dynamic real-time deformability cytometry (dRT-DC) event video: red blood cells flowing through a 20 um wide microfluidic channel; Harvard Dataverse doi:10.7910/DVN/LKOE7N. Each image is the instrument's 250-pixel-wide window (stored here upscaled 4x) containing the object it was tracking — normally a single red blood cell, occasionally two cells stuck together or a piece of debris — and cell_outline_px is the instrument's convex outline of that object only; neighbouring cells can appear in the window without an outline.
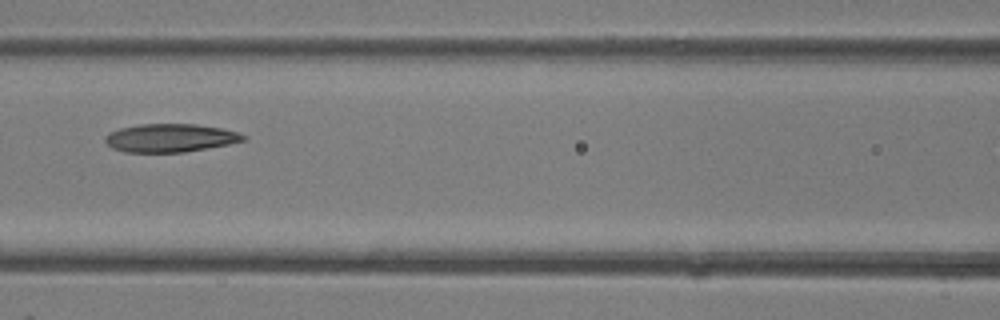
{"species": "common noctule bat (a hibernating species)", "species_latin": "Nyctalus noctula", "temperature_condition": "room temperature", "stored_images_in_passage": 5, "camera_frame_rate_fps": 3000, "um_per_image_px": 0.085, "animal": {"sex": "female"}, "frame": {"image": 1, "passage_image": 5, "time_ms": 1.333, "image_size_px": [1000, 320], "cell_outline_px": [[248, 140], [228, 144], [184, 152], [124, 152], [112, 148], [104, 140], [104, 136], [108, 132], [120, 128], [140, 124], [196, 124], [220, 128], [236, 132], [248, 136]], "centroid_in_image_um": [14.45, 11.72], "position_along_channel_um": 152.1, "area_um2": 22.77}}